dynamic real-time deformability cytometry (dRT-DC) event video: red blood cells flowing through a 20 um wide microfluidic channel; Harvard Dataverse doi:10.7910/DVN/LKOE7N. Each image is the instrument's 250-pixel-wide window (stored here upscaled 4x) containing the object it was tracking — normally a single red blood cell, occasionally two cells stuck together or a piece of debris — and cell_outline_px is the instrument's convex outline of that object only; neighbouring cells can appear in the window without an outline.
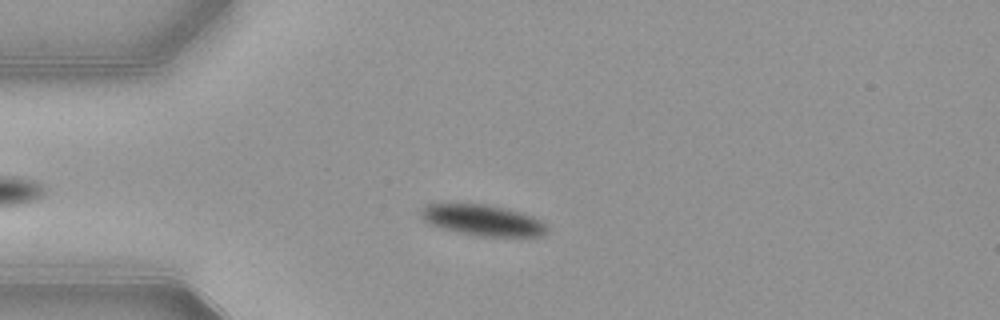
{"species": "common noctule bat (a hibernating species)", "species_latin": "Nyctalus noctula", "temperature_condition": "warm", "stored_images_in_passage": 48, "camera_frame_rate_fps": 3000, "um_per_image_px": 0.085, "animal": {"sex": "female", "body_mass_g": 21.9}, "frame": {"image": 1, "passage_image": 12, "time_ms": 3.667, "image_size_px": [1000, 320], "cell_outline_px": [[548, 232], [544, 236], [472, 236], [440, 228], [428, 224], [424, 220], [420, 212], [428, 204], [484, 204], [504, 208], [532, 216], [540, 220], [548, 228]], "centroid_in_image_um": [41.03, 18.74], "position_along_channel_um": 44.0, "area_um2": 22.66}}
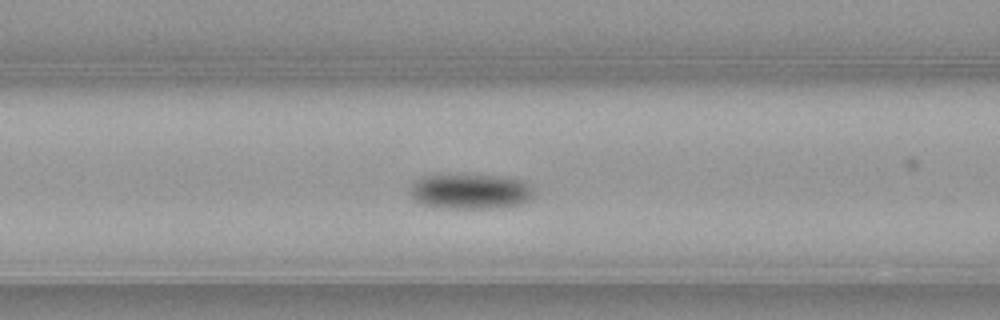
{"frame": {"image": 2, "passage_image": 20, "time_ms": 6.333, "image_size_px": [1000, 320], "cell_outline_px": [[536, 196], [532, 200], [520, 204], [500, 208], [436, 208], [424, 204], [416, 200], [412, 196], [408, 188], [416, 180], [424, 176], [508, 176], [524, 180], [532, 184], [536, 188]], "centroid_in_image_um": [40.12, 16.29], "position_along_channel_um": 126.5, "area_um2": 25.78}}
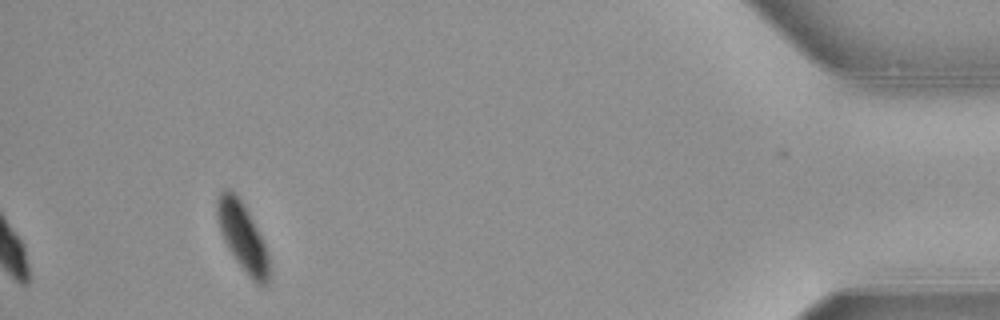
{"frame": {"image": 3, "passage_image": 48, "time_ms": 15.667, "image_size_px": [1000, 320], "cell_outline_px": [[268, 280], [264, 284], [256, 284], [248, 276], [236, 260], [228, 248], [224, 240], [216, 216], [216, 200], [220, 192], [224, 188], [228, 188], [240, 200], [248, 212], [264, 244], [268, 256]], "centroid_in_image_um": [20.57, 20.1], "position_along_channel_um": 414.6, "area_um2": 20.0}, "authors_computed_cell_mechanics": {"area_um2": 23.8425, "velocity_mm_per_s": 3.84, "shape_relaxation_time_tau1_ms": 3.07, "shape_relaxation_time_tau2_ms": null, "deformation_change_tau1": 0.1313, "deformation_change_tau2": null}}